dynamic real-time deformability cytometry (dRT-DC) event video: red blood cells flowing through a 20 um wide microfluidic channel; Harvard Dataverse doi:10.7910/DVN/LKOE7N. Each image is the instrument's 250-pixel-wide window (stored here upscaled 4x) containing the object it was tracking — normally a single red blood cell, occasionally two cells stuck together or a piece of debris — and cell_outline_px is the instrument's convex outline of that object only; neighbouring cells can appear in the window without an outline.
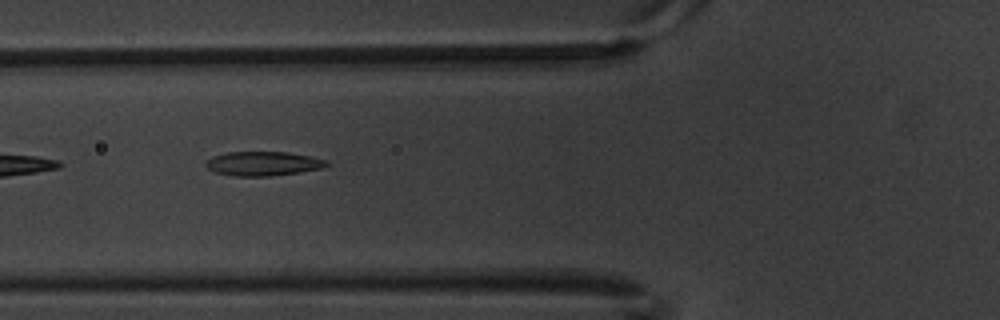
{"species": "common noctule bat (a hibernating species)", "species_latin": "Nyctalus noctula", "temperature_condition": "warm", "stored_images_in_passage": 8, "camera_frame_rate_fps": 3000, "um_per_image_px": 0.085, "animal": {"sex": "male", "body_mass_g": 20.1, "forearm_length_mm": 53.5}, "frame": {"image": 1, "passage_image": 7, "time_ms": 2.0, "image_size_px": [1000, 320], "cell_outline_px": [[332, 164], [324, 168], [300, 172], [268, 176], [232, 176], [216, 172], [208, 168], [204, 164], [212, 156], [228, 152], [288, 152], [312, 156], [328, 160]], "centroid_in_image_um": [22.43, 13.9], "position_along_channel_um": 103.4, "area_um2": 17.22}}